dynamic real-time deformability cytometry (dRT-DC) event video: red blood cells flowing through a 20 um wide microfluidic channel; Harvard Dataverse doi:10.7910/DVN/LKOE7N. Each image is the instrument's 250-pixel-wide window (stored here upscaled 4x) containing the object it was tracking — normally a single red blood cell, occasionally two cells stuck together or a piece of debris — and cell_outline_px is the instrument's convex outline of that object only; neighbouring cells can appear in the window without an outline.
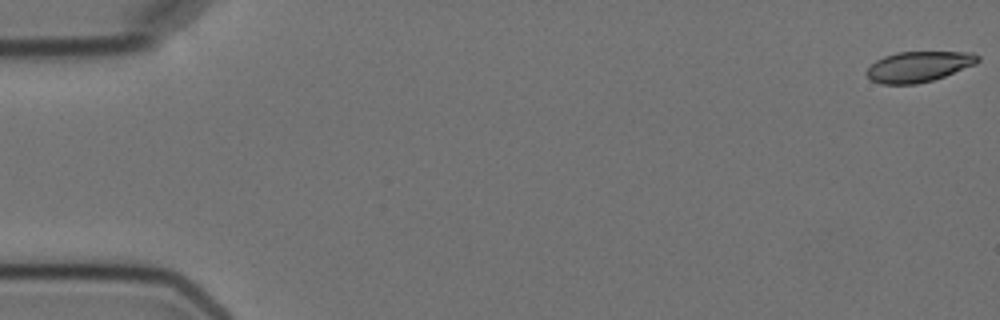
{"species": "Egyptian fruit bat (a non-hibernating species)", "species_latin": "Rousettus aegyptiacus", "temperature_condition": "cold", "stored_images_in_passage": 7, "camera_frame_rate_fps": 3000, "um_per_image_px": 0.085, "animal": {"sex": "female"}, "frame": {"image": 1, "passage_image": 1, "time_ms": 0.0, "image_size_px": [1000, 320], "cell_outline_px": [[980, 60], [976, 64], [944, 76], [932, 80], [916, 84], [880, 84], [872, 80], [868, 76], [868, 68], [876, 60], [884, 56], [896, 52], [972, 52], [980, 56]], "centroid_in_image_um": [78.11, 5.65], "position_along_channel_um": 6.9, "area_um2": 19.65}}
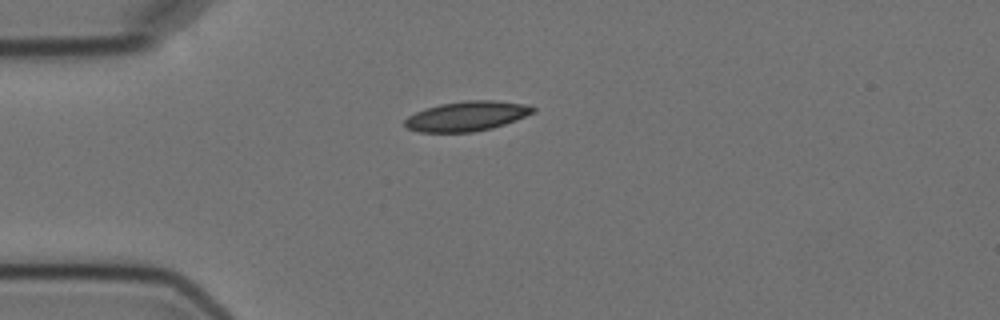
{"frame": {"image": 2, "passage_image": 5, "time_ms": 4.667, "image_size_px": [1000, 320], "cell_outline_px": [[536, 112], [516, 120], [492, 128], [472, 132], [420, 132], [408, 128], [404, 124], [404, 120], [408, 116], [424, 108], [440, 104], [468, 100], [492, 100], [524, 104], [536, 108]], "centroid_in_image_um": [39.68, 9.87], "position_along_channel_um": 45.3, "area_um2": 22.2}}
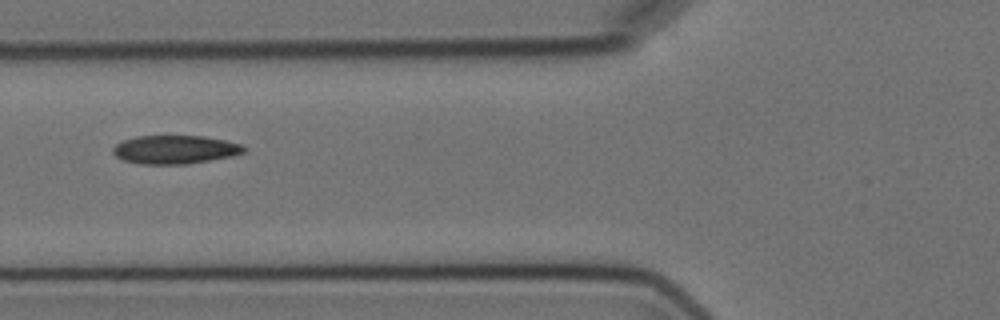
{"frame": {"image": 3, "passage_image": 7, "time_ms": 7.0, "image_size_px": [1000, 320], "cell_outline_px": [[248, 148], [244, 152], [232, 156], [184, 164], [140, 164], [124, 160], [116, 156], [112, 152], [112, 148], [116, 144], [124, 140], [136, 136], [204, 136], [244, 144]], "centroid_in_image_um": [14.89, 12.71], "position_along_channel_um": 110.9, "area_um2": 21.73}}